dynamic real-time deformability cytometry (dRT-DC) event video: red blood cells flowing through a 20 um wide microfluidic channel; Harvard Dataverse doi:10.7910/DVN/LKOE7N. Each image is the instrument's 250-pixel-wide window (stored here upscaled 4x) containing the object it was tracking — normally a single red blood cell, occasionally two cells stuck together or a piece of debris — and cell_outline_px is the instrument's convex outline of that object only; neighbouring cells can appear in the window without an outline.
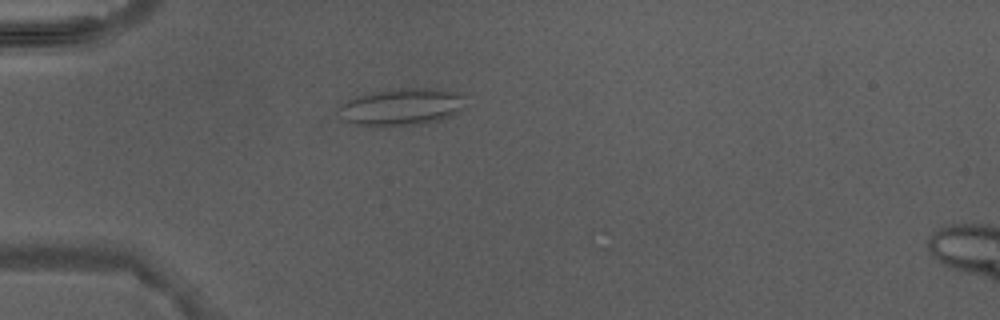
{"species": "Egyptian fruit bat (a non-hibernating species)", "species_latin": "Rousettus aegyptiacus", "temperature_condition": "warm", "stored_images_in_passage": 2, "camera_frame_rate_fps": 3000, "um_per_image_px": 0.085, "animal": {"sex": "male"}, "frame": {"image": 1, "passage_image": 1, "time_ms": 0.0, "image_size_px": [1000, 320], "cell_outline_px": [[464, 96], [460, 108], [452, 116], [440, 120], [420, 124], [380, 128], [356, 124], [344, 120], [336, 116], [336, 108], [340, 104], [356, 96], [376, 92], [400, 88], [436, 88], [456, 92]], "centroid_in_image_um": [34.03, 9.12], "position_along_channel_um": 51.0, "area_um2": 27.8}}